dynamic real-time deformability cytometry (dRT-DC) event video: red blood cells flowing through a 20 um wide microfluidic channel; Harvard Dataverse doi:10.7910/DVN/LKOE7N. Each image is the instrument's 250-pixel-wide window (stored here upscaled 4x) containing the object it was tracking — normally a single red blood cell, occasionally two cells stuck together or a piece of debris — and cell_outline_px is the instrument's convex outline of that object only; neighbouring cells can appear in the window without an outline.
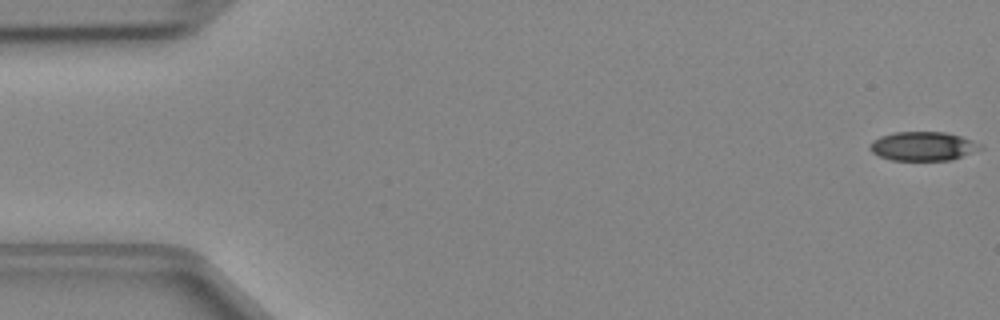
{"species": "Egyptian fruit bat (a non-hibernating species)", "species_latin": "Rousettus aegyptiacus", "temperature_condition": "cold", "stored_images_in_passage": 36, "camera_frame_rate_fps": 3000, "um_per_image_px": 0.085, "animal": {"sex": "female"}, "frame": {"image": 1, "passage_image": 1, "time_ms": 0.0, "image_size_px": [1000, 320], "cell_outline_px": [[984, 148], [952, 160], [892, 160], [880, 156], [872, 152], [868, 148], [868, 144], [872, 140], [880, 136], [896, 132], [944, 132], [960, 136], [984, 144]], "centroid_in_image_um": [78.46, 12.42], "position_along_channel_um": 6.5, "area_um2": 18.79}}
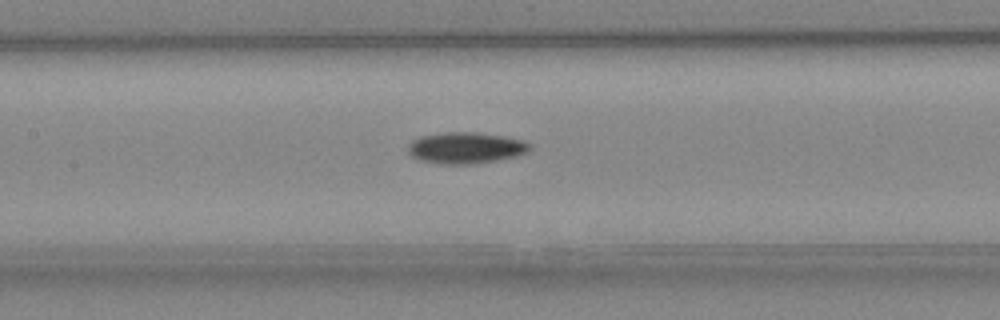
{"frame": {"image": 2, "passage_image": 22, "time_ms": 7.0, "image_size_px": [1000, 320], "cell_outline_px": [[532, 148], [528, 152], [516, 156], [496, 160], [472, 164], [440, 164], [420, 160], [412, 156], [408, 152], [408, 144], [412, 140], [420, 136], [444, 132], [476, 132], [504, 136], [524, 140], [532, 144]], "centroid_in_image_um": [39.6, 12.56], "position_along_channel_um": 167.8, "area_um2": 22.43}}
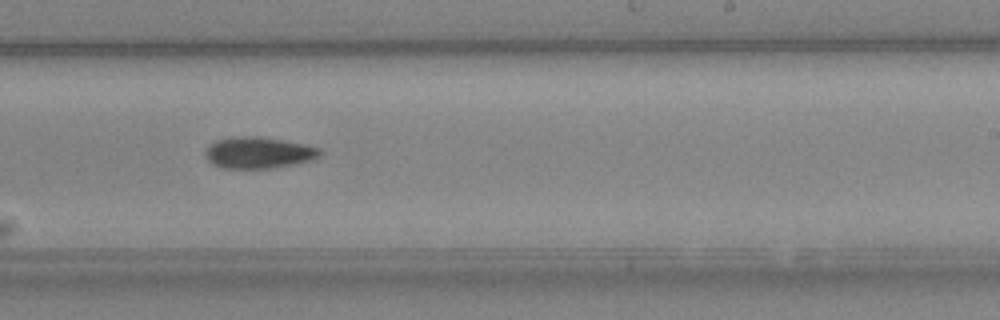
{"frame": {"image": 3, "passage_image": 29, "time_ms": 9.333, "image_size_px": [1000, 320], "cell_outline_px": [[324, 152], [320, 156], [312, 160], [272, 168], [224, 168], [212, 164], [204, 156], [204, 152], [208, 144], [216, 140], [236, 136], [256, 136], [304, 144], [320, 148]], "centroid_in_image_um": [21.95, 12.97], "position_along_channel_um": 267.1, "area_um2": 21.04}}